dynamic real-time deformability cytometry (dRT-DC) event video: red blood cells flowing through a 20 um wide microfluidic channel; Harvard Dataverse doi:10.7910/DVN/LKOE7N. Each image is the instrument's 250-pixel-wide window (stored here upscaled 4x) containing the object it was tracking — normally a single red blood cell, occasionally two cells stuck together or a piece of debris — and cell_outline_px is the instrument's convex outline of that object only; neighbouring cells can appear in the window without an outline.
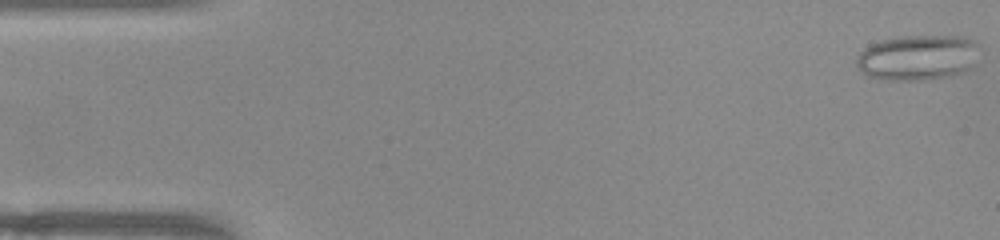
{"species": "common noctule bat (a hibernating species)", "species_latin": "Nyctalus noctula", "temperature_condition": "warm", "stored_images_in_passage": 51, "camera_frame_rate_fps": 3000, "um_per_image_px": 0.085, "animal": {"sex": "female", "body_mass_g": 22.0, "forearm_length_mm": 56.7}, "frame": {"image": 1, "passage_image": 1, "time_ms": 0.0, "image_size_px": [1000, 240], "cell_outline_px": [[972, 44], [968, 68], [960, 72], [944, 76], [924, 80], [888, 80], [868, 76], [856, 64], [856, 56], [864, 48], [880, 40], [904, 36], [956, 36], [972, 40]], "centroid_in_image_um": [77.81, 4.89], "position_along_channel_um": 7.2, "area_um2": 31.04}}
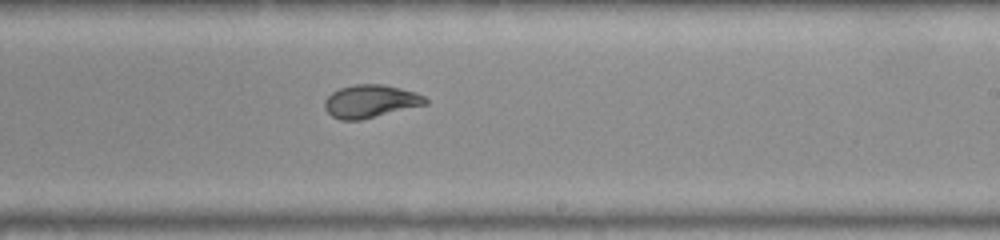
{"frame": {"image": 2, "passage_image": 30, "time_ms": 9.667, "image_size_px": [1000, 240], "cell_outline_px": [[428, 104], [360, 120], [340, 120], [332, 116], [324, 108], [324, 100], [332, 92], [340, 88], [356, 84], [384, 84], [400, 88], [424, 96], [428, 100]], "centroid_in_image_um": [31.47, 8.61], "position_along_channel_um": 257.5, "area_um2": 19.25}}
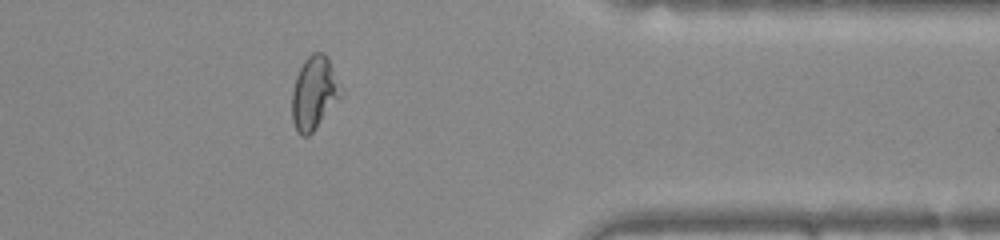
{"frame": {"image": 3, "passage_image": 41, "time_ms": 13.333, "image_size_px": [1000, 240], "cell_outline_px": [[340, 96], [312, 132], [308, 136], [304, 136], [296, 128], [292, 120], [292, 92], [296, 76], [304, 60], [312, 52], [324, 52], [332, 68]], "centroid_in_image_um": [26.63, 7.88], "position_along_channel_um": 384.8, "area_um2": 19.77}, "authors_computed_cell_mechanics": {"area_um2": 20.1722, "velocity_mm_per_s": 3.9636, "shape_relaxation_time_tau1_ms": 10.2661, "shape_relaxation_time_tau2_ms": 1.1288, "deformation_change_tau1": 0.2526, "deformation_change_tau2": 0.0709}}